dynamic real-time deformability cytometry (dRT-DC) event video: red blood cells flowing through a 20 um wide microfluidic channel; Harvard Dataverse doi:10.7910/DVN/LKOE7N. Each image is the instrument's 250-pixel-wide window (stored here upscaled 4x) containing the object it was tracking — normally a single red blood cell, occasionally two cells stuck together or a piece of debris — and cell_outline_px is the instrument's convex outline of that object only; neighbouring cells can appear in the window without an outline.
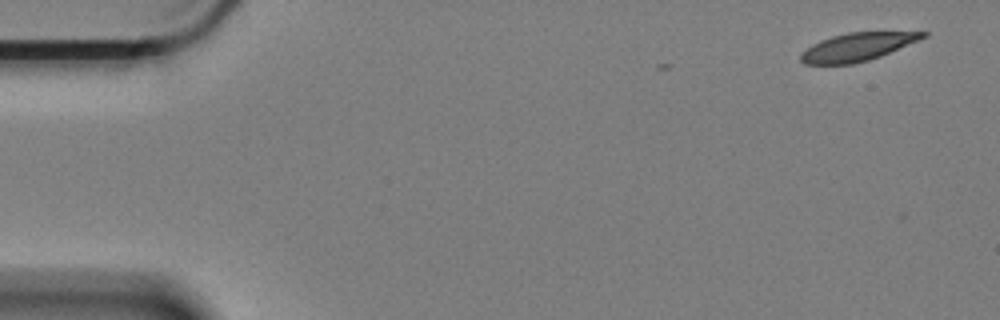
{"species": "Egyptian fruit bat (a non-hibernating species)", "species_latin": "Rousettus aegyptiacus", "temperature_condition": "cold", "stored_images_in_passage": 2, "camera_frame_rate_fps": 3000, "um_per_image_px": 0.085, "animal": {"sex": "female"}, "frame": {"image": 1, "passage_image": 2, "time_ms": 0.333, "image_size_px": [1000, 320], "cell_outline_px": [[928, 36], [920, 40], [880, 56], [868, 60], [852, 64], [804, 64], [800, 60], [800, 52], [812, 44], [820, 40], [832, 36], [848, 32], [928, 32]], "centroid_in_image_um": [72.85, 3.99], "position_along_channel_um": 12.2, "area_um2": 19.94}}